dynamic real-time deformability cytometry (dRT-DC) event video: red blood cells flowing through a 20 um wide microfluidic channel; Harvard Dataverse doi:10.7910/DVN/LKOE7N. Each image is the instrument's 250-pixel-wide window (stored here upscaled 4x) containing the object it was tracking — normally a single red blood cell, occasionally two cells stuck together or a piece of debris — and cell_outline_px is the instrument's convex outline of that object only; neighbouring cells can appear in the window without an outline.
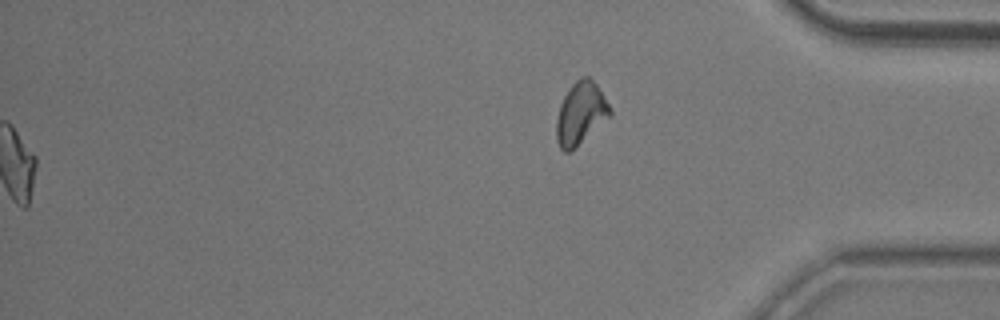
{"species": "common noctule bat (a hibernating species)", "species_latin": "Nyctalus noctula", "temperature_condition": "room temperature", "stored_images_in_passage": 53, "segment_of_instrument_passage": [2, 2], "camera_frame_rate_fps": 3000, "um_per_image_px": 0.085, "animal": {"sex": "male", "body_mass_g": 20.5, "forearm_length_mm": 52.5}, "frame": {"image": 1, "passage_image": 53, "time_ms": 17.333, "image_size_px": [1000, 320], "cell_outline_px": [[612, 112], [608, 116], [568, 152], [564, 152], [560, 148], [556, 140], [556, 120], [560, 104], [564, 96], [572, 84], [580, 76], [588, 76], [596, 84], [612, 108]], "centroid_in_image_um": [49.32, 9.58], "position_along_channel_um": 385.9, "area_um2": 18.84}}